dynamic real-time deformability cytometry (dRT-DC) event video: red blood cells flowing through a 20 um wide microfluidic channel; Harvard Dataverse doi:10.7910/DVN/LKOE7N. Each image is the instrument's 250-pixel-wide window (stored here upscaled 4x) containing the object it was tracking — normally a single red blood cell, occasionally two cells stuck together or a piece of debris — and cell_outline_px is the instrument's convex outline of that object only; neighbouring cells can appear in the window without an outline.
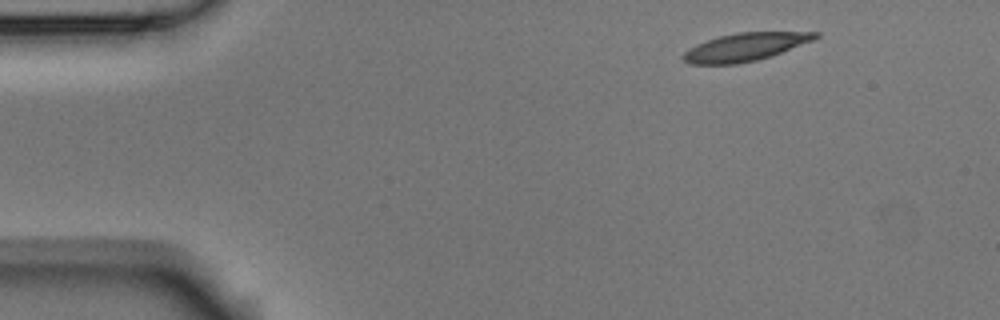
{"species": "Egyptian fruit bat (a non-hibernating species)", "species_latin": "Rousettus aegyptiacus", "temperature_condition": "room temperature", "stored_images_in_passage": 4, "camera_frame_rate_fps": 3000, "um_per_image_px": 0.085, "animal": {"sex": "male"}, "frame": {"image": 1, "passage_image": 1, "time_ms": 0.0, "image_size_px": [1000, 320], "cell_outline_px": [[820, 36], [812, 40], [780, 52], [756, 60], [736, 64], [692, 64], [684, 60], [680, 56], [684, 52], [696, 44], [720, 36], [736, 32], [820, 32]], "centroid_in_image_um": [63.3, 3.99], "position_along_channel_um": 21.7, "area_um2": 21.1}}
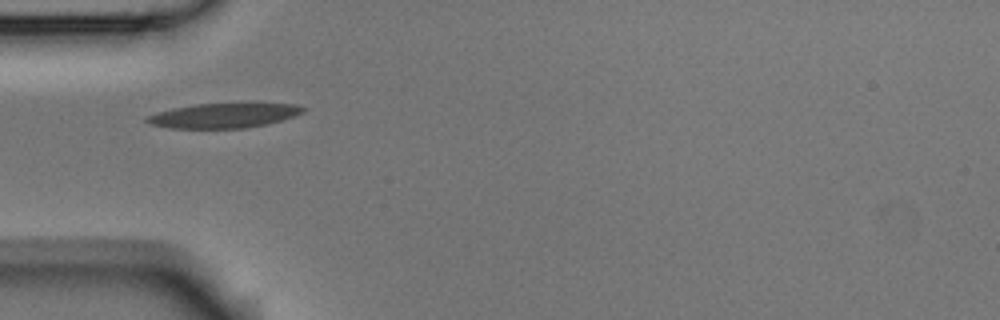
{"frame": {"image": 2, "passage_image": 4, "time_ms": 1.0, "image_size_px": [1000, 320], "cell_outline_px": [[308, 108], [304, 112], [268, 124], [244, 128], [172, 128], [152, 124], [144, 120], [148, 116], [156, 112], [196, 104], [296, 104]], "centroid_in_image_um": [19.04, 9.82], "position_along_channel_um": 66.0, "area_um2": 22.02}}